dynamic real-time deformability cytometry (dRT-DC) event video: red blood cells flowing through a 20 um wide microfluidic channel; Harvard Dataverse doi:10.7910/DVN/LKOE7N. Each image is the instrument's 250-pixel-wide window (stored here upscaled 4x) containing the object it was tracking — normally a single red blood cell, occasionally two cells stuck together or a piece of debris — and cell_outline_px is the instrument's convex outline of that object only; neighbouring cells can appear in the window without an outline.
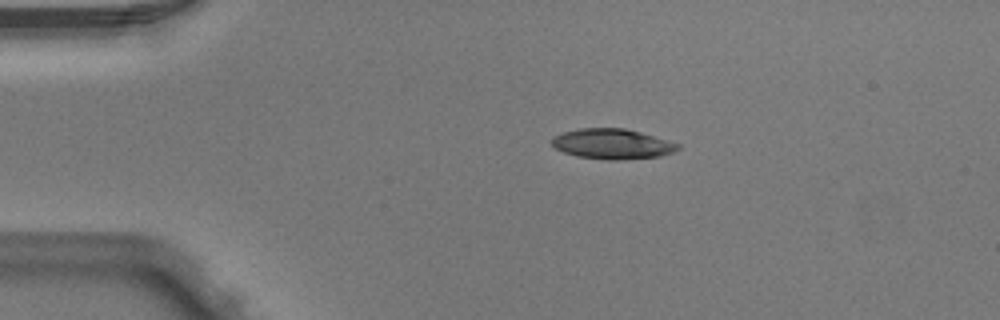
{"species": "Egyptian fruit bat (a non-hibernating species)", "species_latin": "Rousettus aegyptiacus", "temperature_condition": "warm", "stored_images_in_passage": 2, "camera_frame_rate_fps": 3000, "um_per_image_px": 0.085, "animal": {"sex": "male"}, "frame": {"image": 1, "passage_image": 1, "time_ms": 0.0, "image_size_px": [1000, 320], "cell_outline_px": [[680, 148], [672, 152], [660, 156], [616, 160], [604, 160], [576, 156], [564, 152], [556, 148], [552, 144], [552, 136], [564, 132], [580, 128], [624, 128], [640, 132], [680, 144]], "centroid_in_image_um": [52.02, 12.23], "position_along_channel_um": 33.0, "area_um2": 22.08}}